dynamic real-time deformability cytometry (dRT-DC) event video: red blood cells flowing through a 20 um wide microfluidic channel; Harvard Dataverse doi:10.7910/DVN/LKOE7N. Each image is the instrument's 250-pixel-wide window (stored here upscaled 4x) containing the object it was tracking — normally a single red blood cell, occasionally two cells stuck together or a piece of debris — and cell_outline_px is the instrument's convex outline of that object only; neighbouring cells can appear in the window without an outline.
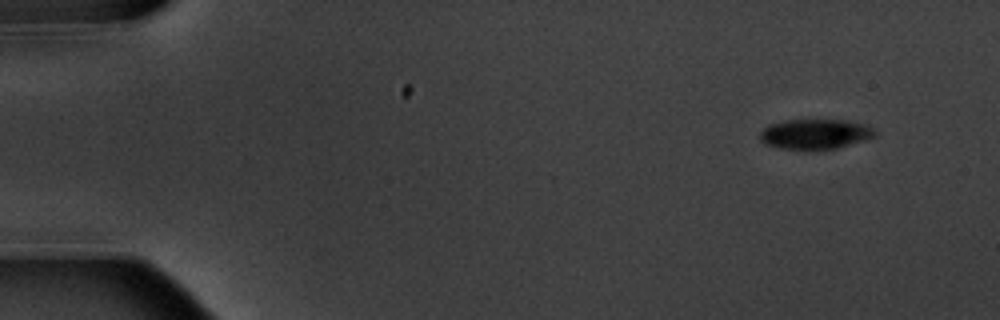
{"species": "common noctule bat (a hibernating species)", "species_latin": "Nyctalus noctula", "temperature_condition": "warm", "stored_images_in_passage": 6, "camera_frame_rate_fps": 3000, "um_per_image_px": 0.085, "animal": {"sex": "male", "body_mass_g": 20.1, "forearm_length_mm": 53.5}, "frame": {"image": 1, "passage_image": 1, "time_ms": 0.0, "image_size_px": [1000, 320], "cell_outline_px": [[880, 132], [876, 136], [836, 148], [780, 148], [764, 144], [760, 140], [760, 132], [768, 124], [784, 120], [852, 120], [868, 124], [876, 128]], "centroid_in_image_um": [69.35, 11.36], "position_along_channel_um": 15.7, "area_um2": 20.17}}
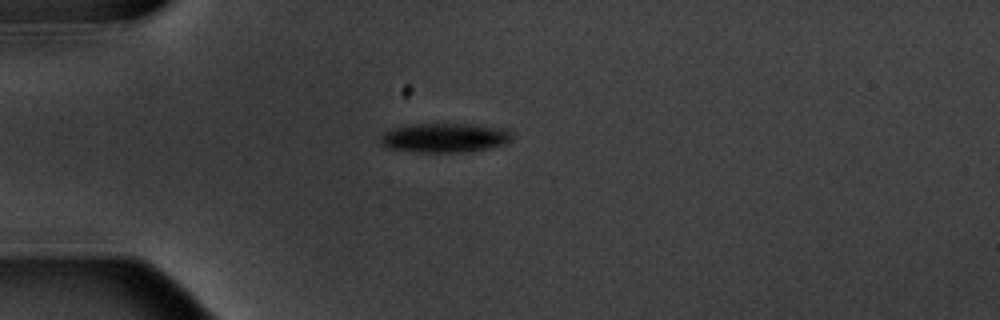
{"frame": {"image": 2, "passage_image": 4, "time_ms": 3.667, "image_size_px": [1000, 320], "cell_outline_px": [[512, 140], [508, 144], [468, 152], [420, 152], [388, 148], [380, 144], [380, 136], [384, 132], [392, 128], [408, 124], [472, 124], [504, 128], [512, 136]], "centroid_in_image_um": [37.79, 11.71], "position_along_channel_um": 47.2, "area_um2": 22.66}}
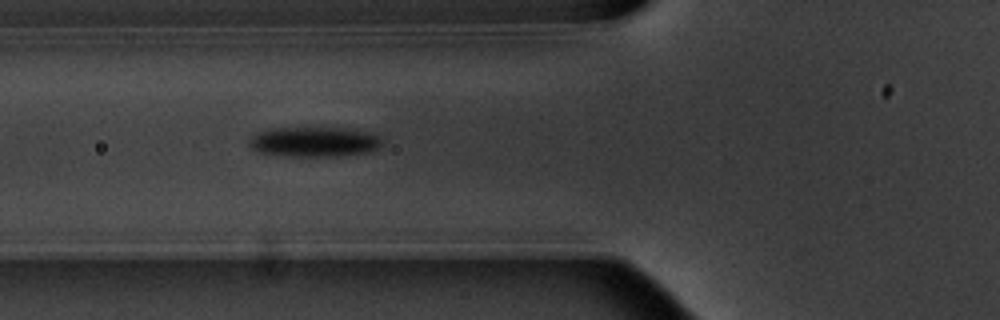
{"frame": {"image": 3, "passage_image": 6, "time_ms": 5.667, "image_size_px": [1000, 320], "cell_outline_px": [[384, 140], [372, 152], [340, 156], [288, 156], [256, 152], [248, 144], [248, 140], [252, 136], [260, 132], [272, 128], [340, 128], [368, 132], [380, 136]], "centroid_in_image_um": [26.71, 12.06], "position_along_channel_um": 99.1, "area_um2": 23.24}}